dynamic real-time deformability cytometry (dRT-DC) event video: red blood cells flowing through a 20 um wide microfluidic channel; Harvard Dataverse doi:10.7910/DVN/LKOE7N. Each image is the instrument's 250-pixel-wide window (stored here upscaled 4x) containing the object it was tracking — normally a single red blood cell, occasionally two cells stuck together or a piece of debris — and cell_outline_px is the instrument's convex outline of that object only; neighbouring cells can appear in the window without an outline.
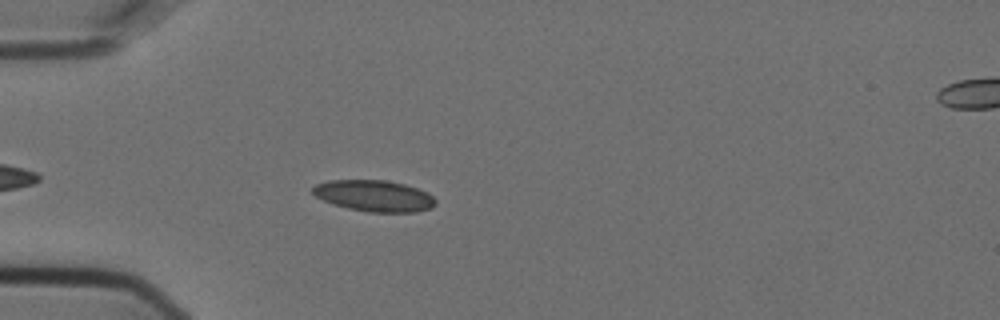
{"species": "Egyptian fruit bat (a non-hibernating species)", "species_latin": "Rousettus aegyptiacus", "temperature_condition": "cold", "stored_images_in_passage": 46, "camera_frame_rate_fps": 3000, "um_per_image_px": 0.085, "animal": {"sex": "female"}, "frame": {"image": 1, "passage_image": 6, "time_ms": 1.667, "image_size_px": [1000, 320], "cell_outline_px": [[436, 204], [432, 208], [416, 212], [368, 212], [348, 208], [332, 204], [316, 196], [312, 192], [312, 188], [316, 184], [328, 180], [384, 180], [404, 184], [428, 192], [436, 200]], "centroid_in_image_um": [31.82, 16.65], "position_along_channel_um": 53.2, "area_um2": 22.43}}
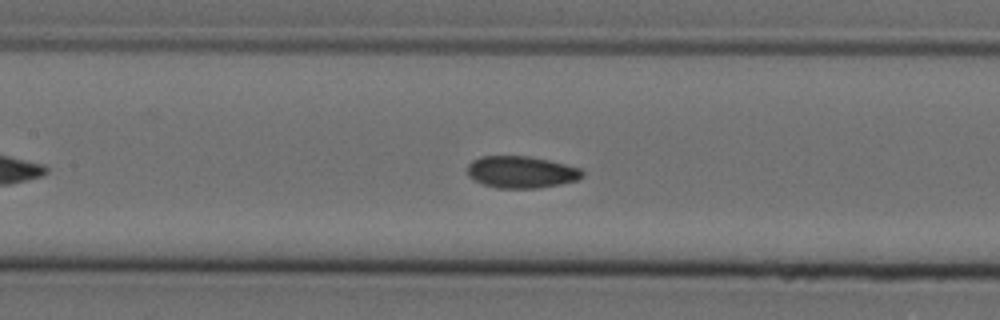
{"frame": {"image": 2, "passage_image": 16, "time_ms": 5.0, "image_size_px": [1000, 320], "cell_outline_px": [[584, 176], [576, 180], [560, 184], [540, 188], [496, 188], [472, 180], [468, 176], [468, 164], [472, 160], [480, 156], [528, 156], [548, 160], [580, 168], [584, 172]], "centroid_in_image_um": [44.28, 14.63], "position_along_channel_um": 163.1, "area_um2": 21.44}}
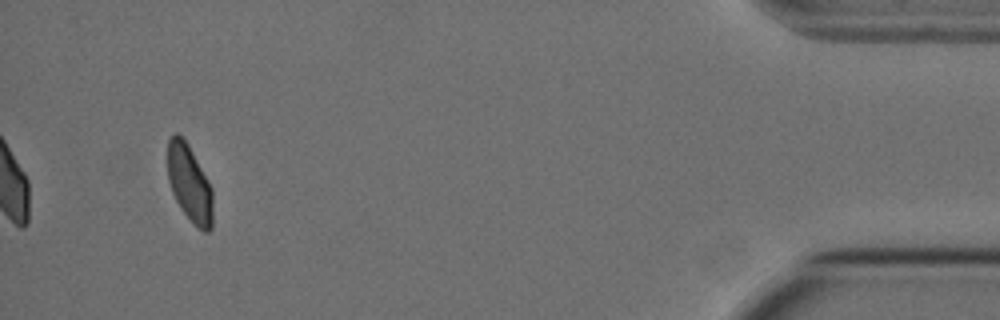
{"frame": {"image": 3, "passage_image": 43, "time_ms": 14.0, "image_size_px": [1000, 320], "cell_outline_px": [[212, 228], [208, 232], [204, 232], [196, 228], [180, 208], [172, 192], [168, 180], [168, 140], [176, 132], [188, 144], [208, 180], [212, 188]], "centroid_in_image_um": [16.11, 15.64], "position_along_channel_um": 419.1, "area_um2": 20.23}, "authors_computed_cell_mechanics": {"area_um2": 21.4727, "velocity_mm_per_s": 3.6019, "shape_relaxation_time_tau1_ms": null, "shape_relaxation_time_tau2_ms": 2.4126, "deformation_change_tau1": null, "deformation_change_tau2": 0.044}}